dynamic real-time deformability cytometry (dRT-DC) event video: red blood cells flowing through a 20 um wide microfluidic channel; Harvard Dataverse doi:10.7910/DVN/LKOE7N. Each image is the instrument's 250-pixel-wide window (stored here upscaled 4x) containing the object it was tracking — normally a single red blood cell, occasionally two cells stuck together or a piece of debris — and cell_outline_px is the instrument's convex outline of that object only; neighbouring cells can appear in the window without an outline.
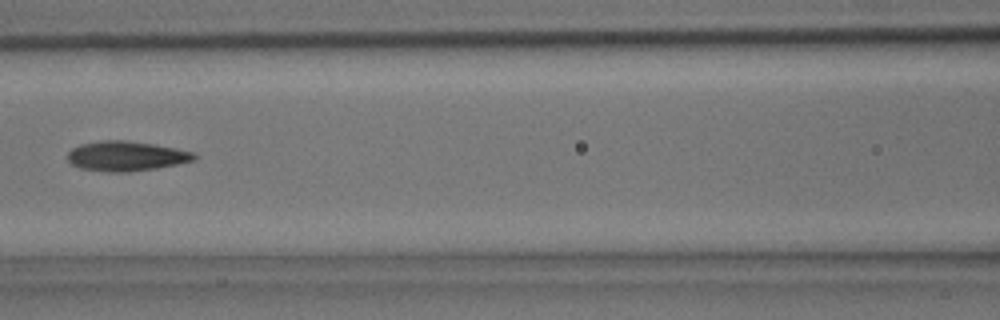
{"species": "common noctule bat (a hibernating species)", "species_latin": "Nyctalus noctula", "temperature_condition": "room temperature", "stored_images_in_passage": 27, "camera_frame_rate_fps": 3000, "um_per_image_px": 0.085, "animal": {"sex": "male", "body_mass_g": 15.6}, "frame": {"image": 1, "passage_image": 8, "time_ms": 2.333, "image_size_px": [1000, 320], "cell_outline_px": [[196, 160], [156, 168], [128, 172], [108, 172], [80, 168], [72, 164], [68, 160], [68, 152], [72, 148], [80, 144], [100, 140], [124, 140], [152, 144], [176, 148], [192, 152], [196, 156]], "centroid_in_image_um": [10.7, 13.26], "position_along_channel_um": 155.9, "area_um2": 21.91}}